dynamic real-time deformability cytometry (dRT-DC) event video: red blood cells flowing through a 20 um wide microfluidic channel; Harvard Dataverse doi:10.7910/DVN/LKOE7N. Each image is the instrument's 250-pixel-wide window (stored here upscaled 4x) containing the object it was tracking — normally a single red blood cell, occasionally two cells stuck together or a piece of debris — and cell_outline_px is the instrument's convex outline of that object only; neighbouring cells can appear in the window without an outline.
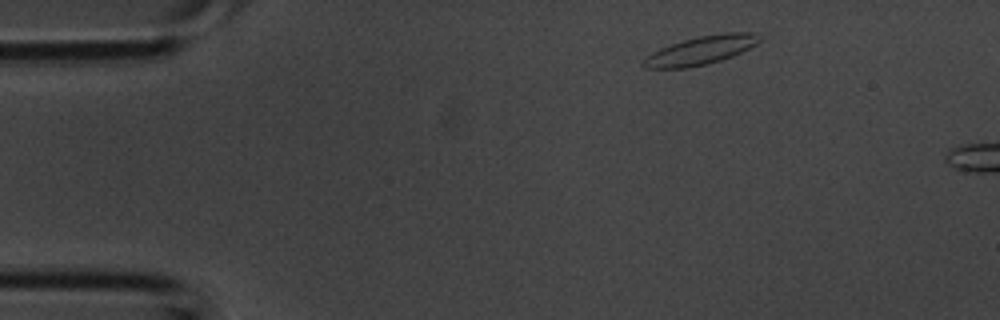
{"species": "common noctule bat (a hibernating species)", "species_latin": "Nyctalus noctula", "temperature_condition": "room temperature", "stored_images_in_passage": 2, "camera_frame_rate_fps": 3000, "um_per_image_px": 0.085, "animal": {"sex": "male", "body_mass_g": 20.1, "forearm_length_mm": 53.5}, "frame": {"image": 1, "passage_image": 1, "time_ms": 0.0, "image_size_px": [1000, 320], "cell_outline_px": [[760, 40], [756, 44], [732, 56], [720, 60], [688, 68], [644, 68], [640, 64], [652, 52], [660, 48], [684, 40], [700, 36], [724, 32], [752, 32], [760, 36]], "centroid_in_image_um": [59.56, 4.27], "position_along_channel_um": 25.4, "area_um2": 18.96}}